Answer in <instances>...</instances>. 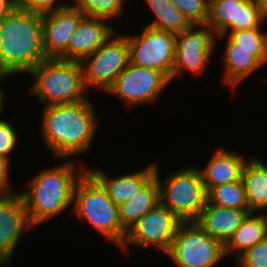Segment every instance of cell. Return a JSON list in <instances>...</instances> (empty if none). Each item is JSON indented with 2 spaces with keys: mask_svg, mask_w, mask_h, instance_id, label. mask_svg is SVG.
<instances>
[{
  "mask_svg": "<svg viewBox=\"0 0 267 267\" xmlns=\"http://www.w3.org/2000/svg\"><path fill=\"white\" fill-rule=\"evenodd\" d=\"M93 103L89 97L76 103L40 108L41 144L54 159L77 158L79 161L81 154L90 153L101 122Z\"/></svg>",
  "mask_w": 267,
  "mask_h": 267,
  "instance_id": "cell-1",
  "label": "cell"
},
{
  "mask_svg": "<svg viewBox=\"0 0 267 267\" xmlns=\"http://www.w3.org/2000/svg\"><path fill=\"white\" fill-rule=\"evenodd\" d=\"M56 160L60 162L58 165L38 170L21 188L20 194L33 230L51 219L54 220L67 211L68 207H71V215L75 186L87 171L88 164L84 161L79 163L76 159Z\"/></svg>",
  "mask_w": 267,
  "mask_h": 267,
  "instance_id": "cell-2",
  "label": "cell"
},
{
  "mask_svg": "<svg viewBox=\"0 0 267 267\" xmlns=\"http://www.w3.org/2000/svg\"><path fill=\"white\" fill-rule=\"evenodd\" d=\"M46 59L42 14L15 8L0 21V74L28 75Z\"/></svg>",
  "mask_w": 267,
  "mask_h": 267,
  "instance_id": "cell-3",
  "label": "cell"
},
{
  "mask_svg": "<svg viewBox=\"0 0 267 267\" xmlns=\"http://www.w3.org/2000/svg\"><path fill=\"white\" fill-rule=\"evenodd\" d=\"M28 75L33 83L28 92L42 103L40 107L71 104L89 98L81 62L47 58Z\"/></svg>",
  "mask_w": 267,
  "mask_h": 267,
  "instance_id": "cell-4",
  "label": "cell"
},
{
  "mask_svg": "<svg viewBox=\"0 0 267 267\" xmlns=\"http://www.w3.org/2000/svg\"><path fill=\"white\" fill-rule=\"evenodd\" d=\"M71 214L92 227L103 239L105 237L116 249L122 246L126 231L120 223L118 206L88 171L75 186Z\"/></svg>",
  "mask_w": 267,
  "mask_h": 267,
  "instance_id": "cell-5",
  "label": "cell"
},
{
  "mask_svg": "<svg viewBox=\"0 0 267 267\" xmlns=\"http://www.w3.org/2000/svg\"><path fill=\"white\" fill-rule=\"evenodd\" d=\"M156 161L160 203L183 222H195L207 203V191L198 167L187 164L163 177ZM162 178V179H161Z\"/></svg>",
  "mask_w": 267,
  "mask_h": 267,
  "instance_id": "cell-6",
  "label": "cell"
},
{
  "mask_svg": "<svg viewBox=\"0 0 267 267\" xmlns=\"http://www.w3.org/2000/svg\"><path fill=\"white\" fill-rule=\"evenodd\" d=\"M166 255L177 267H216L226 258L224 244L196 222H183L179 226Z\"/></svg>",
  "mask_w": 267,
  "mask_h": 267,
  "instance_id": "cell-7",
  "label": "cell"
},
{
  "mask_svg": "<svg viewBox=\"0 0 267 267\" xmlns=\"http://www.w3.org/2000/svg\"><path fill=\"white\" fill-rule=\"evenodd\" d=\"M183 221L160 202L126 232L118 251L128 254L130 246L144 251L153 249L164 255L169 251Z\"/></svg>",
  "mask_w": 267,
  "mask_h": 267,
  "instance_id": "cell-8",
  "label": "cell"
},
{
  "mask_svg": "<svg viewBox=\"0 0 267 267\" xmlns=\"http://www.w3.org/2000/svg\"><path fill=\"white\" fill-rule=\"evenodd\" d=\"M116 33L81 62L88 91L94 88L105 94L130 63L128 39Z\"/></svg>",
  "mask_w": 267,
  "mask_h": 267,
  "instance_id": "cell-9",
  "label": "cell"
},
{
  "mask_svg": "<svg viewBox=\"0 0 267 267\" xmlns=\"http://www.w3.org/2000/svg\"><path fill=\"white\" fill-rule=\"evenodd\" d=\"M140 28L139 33L124 34L128 39L130 63L160 71L171 81L176 34L149 26Z\"/></svg>",
  "mask_w": 267,
  "mask_h": 267,
  "instance_id": "cell-10",
  "label": "cell"
},
{
  "mask_svg": "<svg viewBox=\"0 0 267 267\" xmlns=\"http://www.w3.org/2000/svg\"><path fill=\"white\" fill-rule=\"evenodd\" d=\"M170 85L162 72L129 63L106 93L118 97L128 109H136L140 105L154 106Z\"/></svg>",
  "mask_w": 267,
  "mask_h": 267,
  "instance_id": "cell-11",
  "label": "cell"
},
{
  "mask_svg": "<svg viewBox=\"0 0 267 267\" xmlns=\"http://www.w3.org/2000/svg\"><path fill=\"white\" fill-rule=\"evenodd\" d=\"M216 48V36L207 24H192L176 34L175 62L171 82L190 72L194 78L203 76L210 66ZM185 71V72H184Z\"/></svg>",
  "mask_w": 267,
  "mask_h": 267,
  "instance_id": "cell-12",
  "label": "cell"
},
{
  "mask_svg": "<svg viewBox=\"0 0 267 267\" xmlns=\"http://www.w3.org/2000/svg\"><path fill=\"white\" fill-rule=\"evenodd\" d=\"M266 21L267 15L251 0L209 1L206 24L215 36L242 29L264 28Z\"/></svg>",
  "mask_w": 267,
  "mask_h": 267,
  "instance_id": "cell-13",
  "label": "cell"
},
{
  "mask_svg": "<svg viewBox=\"0 0 267 267\" xmlns=\"http://www.w3.org/2000/svg\"><path fill=\"white\" fill-rule=\"evenodd\" d=\"M31 229L20 191L0 195V267L13 266L18 244Z\"/></svg>",
  "mask_w": 267,
  "mask_h": 267,
  "instance_id": "cell-14",
  "label": "cell"
},
{
  "mask_svg": "<svg viewBox=\"0 0 267 267\" xmlns=\"http://www.w3.org/2000/svg\"><path fill=\"white\" fill-rule=\"evenodd\" d=\"M224 42L222 84L235 92L239 85L263 66H267V50L234 49V43L226 35L216 36V46ZM225 40V41H224ZM219 42V43H218Z\"/></svg>",
  "mask_w": 267,
  "mask_h": 267,
  "instance_id": "cell-15",
  "label": "cell"
},
{
  "mask_svg": "<svg viewBox=\"0 0 267 267\" xmlns=\"http://www.w3.org/2000/svg\"><path fill=\"white\" fill-rule=\"evenodd\" d=\"M84 13L73 5L42 14L43 47L47 58H59L67 49Z\"/></svg>",
  "mask_w": 267,
  "mask_h": 267,
  "instance_id": "cell-16",
  "label": "cell"
},
{
  "mask_svg": "<svg viewBox=\"0 0 267 267\" xmlns=\"http://www.w3.org/2000/svg\"><path fill=\"white\" fill-rule=\"evenodd\" d=\"M112 24L106 19L84 16L77 25L68 49L59 59L82 62L115 32H119L115 27L117 25Z\"/></svg>",
  "mask_w": 267,
  "mask_h": 267,
  "instance_id": "cell-17",
  "label": "cell"
},
{
  "mask_svg": "<svg viewBox=\"0 0 267 267\" xmlns=\"http://www.w3.org/2000/svg\"><path fill=\"white\" fill-rule=\"evenodd\" d=\"M89 166L87 165V171L102 185L118 207L144 188L155 177L156 172V160L139 171L123 173L116 177L110 176L105 169Z\"/></svg>",
  "mask_w": 267,
  "mask_h": 267,
  "instance_id": "cell-18",
  "label": "cell"
},
{
  "mask_svg": "<svg viewBox=\"0 0 267 267\" xmlns=\"http://www.w3.org/2000/svg\"><path fill=\"white\" fill-rule=\"evenodd\" d=\"M249 158L236 150L227 147L215 148L208 162L203 168L197 165L201 172L206 191L210 188L239 181L242 178V170Z\"/></svg>",
  "mask_w": 267,
  "mask_h": 267,
  "instance_id": "cell-19",
  "label": "cell"
},
{
  "mask_svg": "<svg viewBox=\"0 0 267 267\" xmlns=\"http://www.w3.org/2000/svg\"><path fill=\"white\" fill-rule=\"evenodd\" d=\"M249 212V209L227 208L207 202L195 222L207 234L225 244Z\"/></svg>",
  "mask_w": 267,
  "mask_h": 267,
  "instance_id": "cell-20",
  "label": "cell"
},
{
  "mask_svg": "<svg viewBox=\"0 0 267 267\" xmlns=\"http://www.w3.org/2000/svg\"><path fill=\"white\" fill-rule=\"evenodd\" d=\"M267 237V213L249 212L240 227L224 244L226 258L234 255L235 260L247 249Z\"/></svg>",
  "mask_w": 267,
  "mask_h": 267,
  "instance_id": "cell-21",
  "label": "cell"
},
{
  "mask_svg": "<svg viewBox=\"0 0 267 267\" xmlns=\"http://www.w3.org/2000/svg\"><path fill=\"white\" fill-rule=\"evenodd\" d=\"M241 179L249 211L267 213V167L255 155H250L243 167Z\"/></svg>",
  "mask_w": 267,
  "mask_h": 267,
  "instance_id": "cell-22",
  "label": "cell"
},
{
  "mask_svg": "<svg viewBox=\"0 0 267 267\" xmlns=\"http://www.w3.org/2000/svg\"><path fill=\"white\" fill-rule=\"evenodd\" d=\"M160 202L159 183L154 177L136 195L118 207L122 228L127 232L140 218Z\"/></svg>",
  "mask_w": 267,
  "mask_h": 267,
  "instance_id": "cell-23",
  "label": "cell"
},
{
  "mask_svg": "<svg viewBox=\"0 0 267 267\" xmlns=\"http://www.w3.org/2000/svg\"><path fill=\"white\" fill-rule=\"evenodd\" d=\"M142 2L154 16L152 21L148 24L144 23V26L178 34L192 25L171 0H143Z\"/></svg>",
  "mask_w": 267,
  "mask_h": 267,
  "instance_id": "cell-24",
  "label": "cell"
},
{
  "mask_svg": "<svg viewBox=\"0 0 267 267\" xmlns=\"http://www.w3.org/2000/svg\"><path fill=\"white\" fill-rule=\"evenodd\" d=\"M207 202L233 209H249L242 179L222 184L207 191Z\"/></svg>",
  "mask_w": 267,
  "mask_h": 267,
  "instance_id": "cell-25",
  "label": "cell"
},
{
  "mask_svg": "<svg viewBox=\"0 0 267 267\" xmlns=\"http://www.w3.org/2000/svg\"><path fill=\"white\" fill-rule=\"evenodd\" d=\"M126 1L128 0H77L73 6L87 17L106 19L115 24L120 17L124 18Z\"/></svg>",
  "mask_w": 267,
  "mask_h": 267,
  "instance_id": "cell-26",
  "label": "cell"
},
{
  "mask_svg": "<svg viewBox=\"0 0 267 267\" xmlns=\"http://www.w3.org/2000/svg\"><path fill=\"white\" fill-rule=\"evenodd\" d=\"M263 29H242L224 35L234 43V49L267 50V30Z\"/></svg>",
  "mask_w": 267,
  "mask_h": 267,
  "instance_id": "cell-27",
  "label": "cell"
},
{
  "mask_svg": "<svg viewBox=\"0 0 267 267\" xmlns=\"http://www.w3.org/2000/svg\"><path fill=\"white\" fill-rule=\"evenodd\" d=\"M210 0H171L191 24H206Z\"/></svg>",
  "mask_w": 267,
  "mask_h": 267,
  "instance_id": "cell-28",
  "label": "cell"
},
{
  "mask_svg": "<svg viewBox=\"0 0 267 267\" xmlns=\"http://www.w3.org/2000/svg\"><path fill=\"white\" fill-rule=\"evenodd\" d=\"M13 125L5 117L4 119H0V156L10 162H12V155L16 151L15 149L19 147L18 143H20V133L17 132V128Z\"/></svg>",
  "mask_w": 267,
  "mask_h": 267,
  "instance_id": "cell-29",
  "label": "cell"
},
{
  "mask_svg": "<svg viewBox=\"0 0 267 267\" xmlns=\"http://www.w3.org/2000/svg\"><path fill=\"white\" fill-rule=\"evenodd\" d=\"M235 262L237 267H267V237L247 249Z\"/></svg>",
  "mask_w": 267,
  "mask_h": 267,
  "instance_id": "cell-30",
  "label": "cell"
},
{
  "mask_svg": "<svg viewBox=\"0 0 267 267\" xmlns=\"http://www.w3.org/2000/svg\"><path fill=\"white\" fill-rule=\"evenodd\" d=\"M70 2V3H69ZM66 5H71L69 0H16V8L35 13H48L56 11Z\"/></svg>",
  "mask_w": 267,
  "mask_h": 267,
  "instance_id": "cell-31",
  "label": "cell"
},
{
  "mask_svg": "<svg viewBox=\"0 0 267 267\" xmlns=\"http://www.w3.org/2000/svg\"><path fill=\"white\" fill-rule=\"evenodd\" d=\"M11 162L0 156V195H9L19 191L11 183Z\"/></svg>",
  "mask_w": 267,
  "mask_h": 267,
  "instance_id": "cell-32",
  "label": "cell"
},
{
  "mask_svg": "<svg viewBox=\"0 0 267 267\" xmlns=\"http://www.w3.org/2000/svg\"><path fill=\"white\" fill-rule=\"evenodd\" d=\"M16 8V0H0V21Z\"/></svg>",
  "mask_w": 267,
  "mask_h": 267,
  "instance_id": "cell-33",
  "label": "cell"
},
{
  "mask_svg": "<svg viewBox=\"0 0 267 267\" xmlns=\"http://www.w3.org/2000/svg\"><path fill=\"white\" fill-rule=\"evenodd\" d=\"M13 78V76H10V75H5V74H0V83L2 81H4V79H8V78ZM1 85V84H0ZM3 86H0V119H3V116L2 113L4 114V109H5V103L6 102V92L4 89H2ZM5 102V103H4ZM2 115V116H1Z\"/></svg>",
  "mask_w": 267,
  "mask_h": 267,
  "instance_id": "cell-34",
  "label": "cell"
},
{
  "mask_svg": "<svg viewBox=\"0 0 267 267\" xmlns=\"http://www.w3.org/2000/svg\"><path fill=\"white\" fill-rule=\"evenodd\" d=\"M251 1L267 15V0H251Z\"/></svg>",
  "mask_w": 267,
  "mask_h": 267,
  "instance_id": "cell-35",
  "label": "cell"
},
{
  "mask_svg": "<svg viewBox=\"0 0 267 267\" xmlns=\"http://www.w3.org/2000/svg\"><path fill=\"white\" fill-rule=\"evenodd\" d=\"M255 156L267 167V161L266 162H264L263 161V159L261 158V157H259V156H261V155H256L255 154Z\"/></svg>",
  "mask_w": 267,
  "mask_h": 267,
  "instance_id": "cell-36",
  "label": "cell"
},
{
  "mask_svg": "<svg viewBox=\"0 0 267 267\" xmlns=\"http://www.w3.org/2000/svg\"><path fill=\"white\" fill-rule=\"evenodd\" d=\"M262 77H263V78L260 77L259 79H262V80L264 79V81L267 83V76L264 77V76L262 75Z\"/></svg>",
  "mask_w": 267,
  "mask_h": 267,
  "instance_id": "cell-37",
  "label": "cell"
},
{
  "mask_svg": "<svg viewBox=\"0 0 267 267\" xmlns=\"http://www.w3.org/2000/svg\"><path fill=\"white\" fill-rule=\"evenodd\" d=\"M71 5H73L77 0H71Z\"/></svg>",
  "mask_w": 267,
  "mask_h": 267,
  "instance_id": "cell-38",
  "label": "cell"
}]
</instances>
